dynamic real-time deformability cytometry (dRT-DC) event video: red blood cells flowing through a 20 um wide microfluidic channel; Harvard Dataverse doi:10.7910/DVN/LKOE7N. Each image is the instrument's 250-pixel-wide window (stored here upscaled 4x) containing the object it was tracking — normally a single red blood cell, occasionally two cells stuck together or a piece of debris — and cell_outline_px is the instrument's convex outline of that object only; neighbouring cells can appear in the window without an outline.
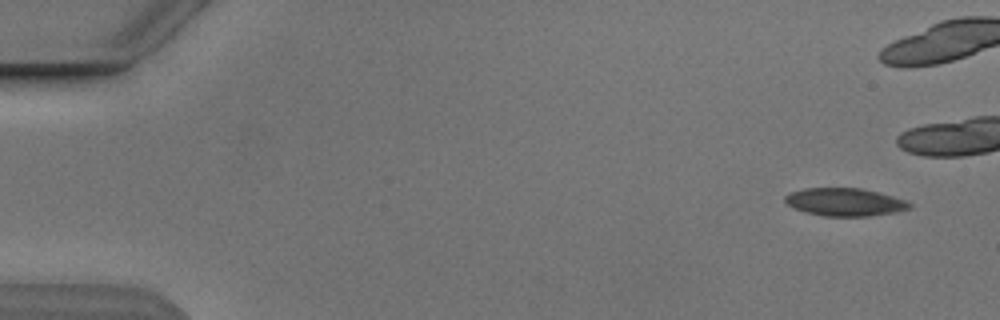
{"species": "Egyptian fruit bat (a non-hibernating species)", "species_latin": "Rousettus aegyptiacus", "temperature_condition": "cold", "stored_images_in_passage": 8, "camera_frame_rate_fps": 3000, "um_per_image_px": 0.085, "animal": {"sex": "male"}, "frame": {"image": 1, "passage_image": 1, "time_ms": 0.0, "image_size_px": [1000, 320], "cell_outline_px": [[912, 208], [896, 212], [868, 216], [824, 216], [804, 212], [792, 208], [784, 200], [784, 196], [792, 192], [804, 188], [860, 188], [892, 196], [904, 200], [912, 204]], "centroid_in_image_um": [71.79, 17.18], "position_along_channel_um": 13.2, "area_um2": 20.17}}